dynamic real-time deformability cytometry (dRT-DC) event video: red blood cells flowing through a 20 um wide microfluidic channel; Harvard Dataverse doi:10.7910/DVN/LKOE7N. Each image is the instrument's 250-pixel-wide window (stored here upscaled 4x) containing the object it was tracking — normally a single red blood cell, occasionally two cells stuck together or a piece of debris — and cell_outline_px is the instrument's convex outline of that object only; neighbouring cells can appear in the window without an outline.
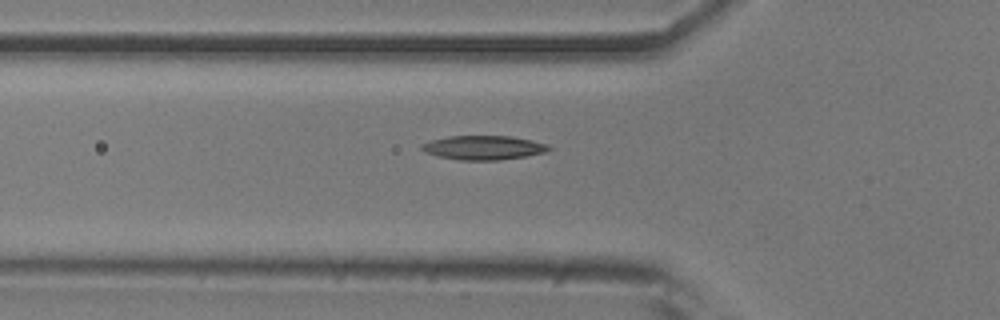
{"species": "common noctule bat (a hibernating species)", "species_latin": "Nyctalus noctula", "temperature_condition": "room temperature", "stored_images_in_passage": 37, "camera_frame_rate_fps": 3000, "um_per_image_px": 0.085, "animal": {"sex": "male", "body_mass_g": 20.5, "forearm_length_mm": 52.5}, "frame": {"image": 1, "passage_image": 2, "time_ms": 0.333, "image_size_px": [1000, 320], "cell_outline_px": [[552, 148], [548, 152], [500, 160], [460, 160], [436, 156], [424, 152], [420, 148], [420, 144], [432, 140], [448, 136], [512, 136], [532, 140], [548, 144]], "centroid_in_image_um": [41.1, 12.55], "position_along_channel_um": 84.7, "area_um2": 18.03}}
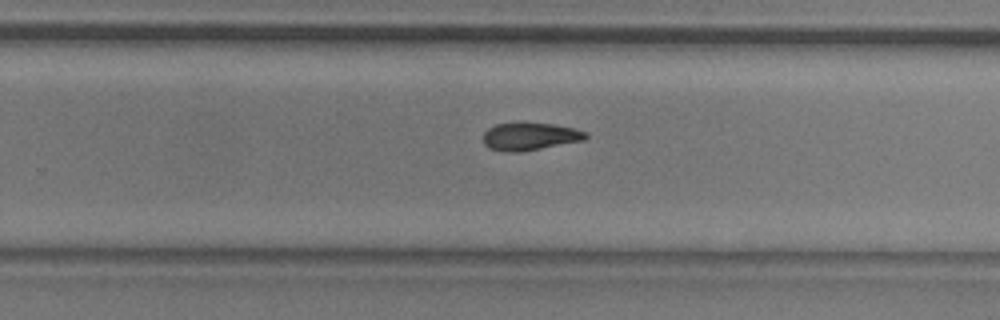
{"frame": {"image": 2, "passage_image": 18, "time_ms": 5.667, "image_size_px": [1000, 320], "cell_outline_px": [[588, 136], [584, 140], [520, 152], [504, 152], [488, 148], [484, 144], [484, 132], [488, 128], [496, 124], [516, 120], [520, 120], [552, 124], [572, 128], [588, 132]], "centroid_in_image_um": [44.99, 11.56], "position_along_channel_um": 284.8, "area_um2": 17.05}}
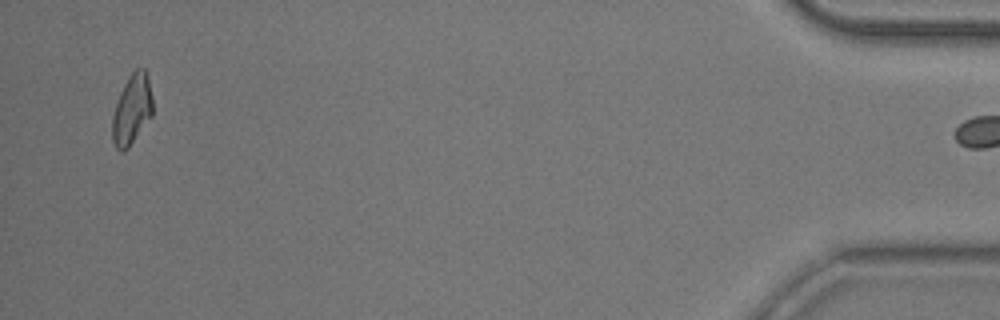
{"frame": {"image": 3, "passage_image": 36, "time_ms": 11.667, "image_size_px": [1000, 320], "cell_outline_px": [[152, 116], [128, 148], [124, 152], [120, 152], [116, 148], [112, 140], [112, 116], [120, 92], [128, 76], [136, 68], [144, 68], [148, 76], [152, 96]], "centroid_in_image_um": [11.21, 9.31], "position_along_channel_um": 424.0, "area_um2": 16.59}}